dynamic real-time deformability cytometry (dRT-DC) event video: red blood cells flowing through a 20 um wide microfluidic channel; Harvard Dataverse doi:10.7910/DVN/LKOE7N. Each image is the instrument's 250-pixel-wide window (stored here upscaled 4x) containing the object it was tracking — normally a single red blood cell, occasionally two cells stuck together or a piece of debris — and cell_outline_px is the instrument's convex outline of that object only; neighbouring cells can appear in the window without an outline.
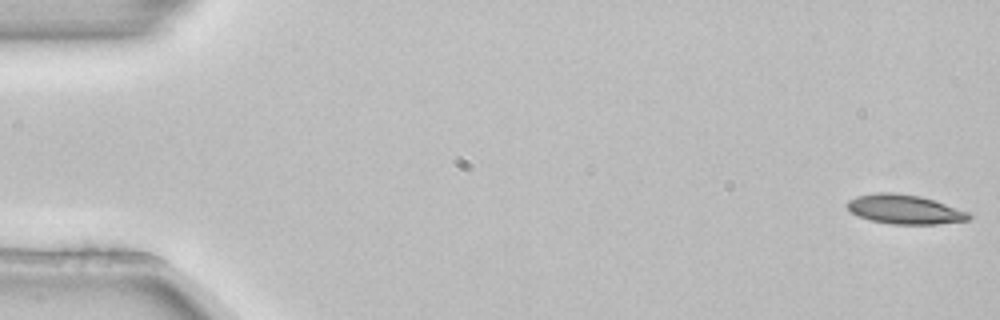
{"species": "common noctule bat (a hibernating species)", "species_latin": "Nyctalus noctula", "temperature_condition": "room temperature", "stored_images_in_passage": 4, "camera_frame_rate_fps": 3000, "um_per_image_px": 0.085, "animal": {"sex": "female", "body_mass_g": 22.7, "forearm_length_mm": 54.2}, "frame": {"image": 1, "passage_image": 1, "time_ms": 0.0, "image_size_px": [1000, 320], "cell_outline_px": [[972, 216], [968, 220], [936, 224], [892, 224], [872, 220], [860, 216], [852, 212], [848, 208], [848, 200], [856, 196], [876, 192], [892, 192], [920, 196], [936, 200], [972, 212]], "centroid_in_image_um": [76.97, 17.78], "position_along_channel_um": 8.0, "area_um2": 20.87}}
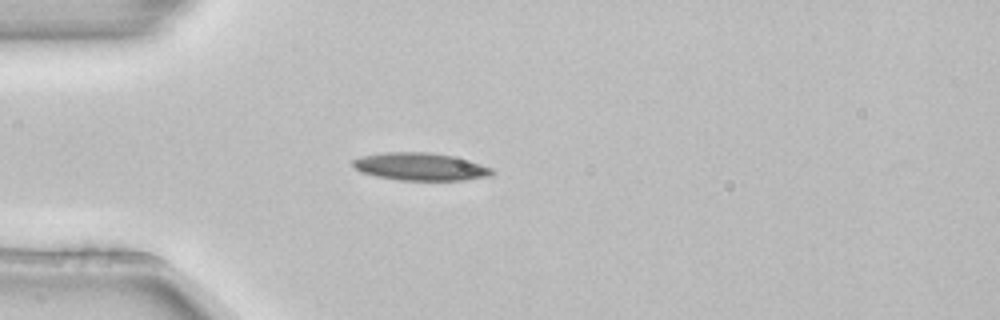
{"frame": {"image": 2, "passage_image": 4, "time_ms": 1.0, "image_size_px": [1000, 320], "cell_outline_px": [[496, 172], [492, 176], [464, 180], [396, 180], [376, 176], [360, 172], [352, 164], [352, 160], [360, 156], [388, 152], [428, 152], [452, 156], [492, 168]], "centroid_in_image_um": [35.72, 14.17], "position_along_channel_um": 49.3, "area_um2": 22.37}}